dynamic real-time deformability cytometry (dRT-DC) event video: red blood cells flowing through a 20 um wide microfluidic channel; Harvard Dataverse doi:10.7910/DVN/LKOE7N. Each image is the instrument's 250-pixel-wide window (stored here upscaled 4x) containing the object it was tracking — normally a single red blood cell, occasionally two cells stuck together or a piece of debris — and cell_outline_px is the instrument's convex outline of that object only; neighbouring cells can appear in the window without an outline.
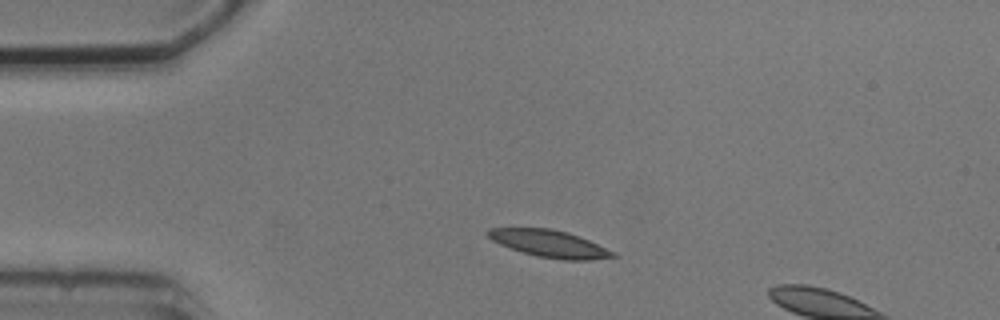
{"species": "common noctule bat (a hibernating species)", "species_latin": "Nyctalus noctula", "temperature_condition": "cold", "stored_images_in_passage": 2, "camera_frame_rate_fps": 3000, "um_per_image_px": 0.085, "animal": {"sex": "male", "body_mass_g": 20.5, "forearm_length_mm": 52.5}, "frame": {"image": 1, "passage_image": 1, "time_ms": 0.0, "image_size_px": [1000, 320], "cell_outline_px": [[616, 256], [592, 260], [564, 260], [536, 256], [500, 244], [492, 240], [488, 236], [488, 228], [552, 228], [568, 232], [588, 240], [616, 252]], "centroid_in_image_um": [46.73, 20.71], "position_along_channel_um": 38.3, "area_um2": 19.54}}